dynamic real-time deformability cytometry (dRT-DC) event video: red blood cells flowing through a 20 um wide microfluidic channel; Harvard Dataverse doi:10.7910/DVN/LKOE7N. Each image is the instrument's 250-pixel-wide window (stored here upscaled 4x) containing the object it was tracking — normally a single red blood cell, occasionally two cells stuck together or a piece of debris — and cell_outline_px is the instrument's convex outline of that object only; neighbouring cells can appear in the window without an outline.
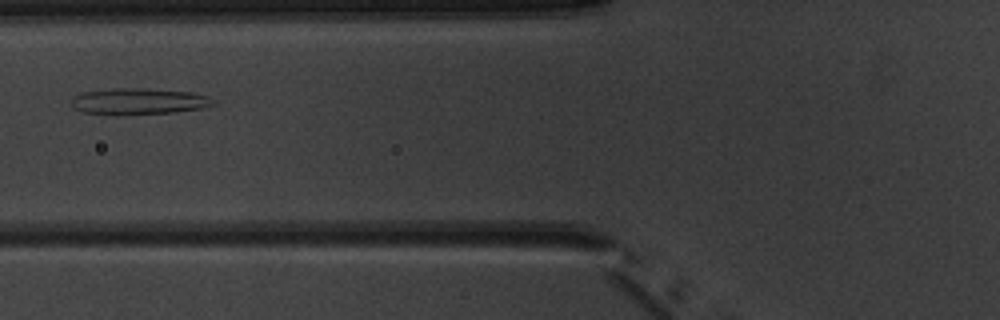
{"species": "common noctule bat (a hibernating species)", "species_latin": "Nyctalus noctula", "temperature_condition": "warm", "stored_images_in_passage": 4, "camera_frame_rate_fps": 3000, "um_per_image_px": 0.085, "animal": {"sex": "male", "body_mass_g": 20.1, "forearm_length_mm": 53.5}, "frame": {"image": 1, "passage_image": 3, "time_ms": 3.333, "image_size_px": [1000, 320], "cell_outline_px": [[216, 104], [204, 108], [172, 112], [124, 116], [80, 112], [72, 108], [68, 100], [72, 96], [84, 92], [112, 88], [144, 88], [188, 92], [208, 96], [216, 100]], "centroid_in_image_um": [11.72, 8.63], "position_along_channel_um": 114.1, "area_um2": 22.37}}
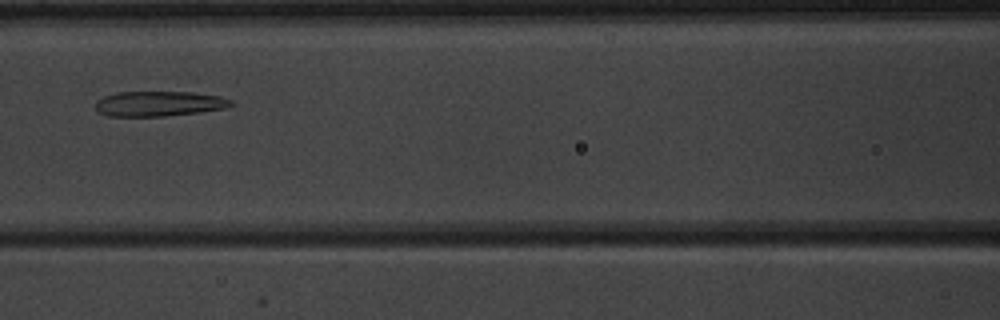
{"frame": {"image": 2, "passage_image": 4, "time_ms": 4.333, "image_size_px": [1000, 320], "cell_outline_px": [[232, 104], [228, 108], [200, 112], [164, 116], [108, 116], [96, 112], [96, 100], [104, 96], [116, 92], [192, 92], [220, 96], [232, 100]], "centroid_in_image_um": [13.5, 8.81], "position_along_channel_um": 153.1, "area_um2": 19.94}}